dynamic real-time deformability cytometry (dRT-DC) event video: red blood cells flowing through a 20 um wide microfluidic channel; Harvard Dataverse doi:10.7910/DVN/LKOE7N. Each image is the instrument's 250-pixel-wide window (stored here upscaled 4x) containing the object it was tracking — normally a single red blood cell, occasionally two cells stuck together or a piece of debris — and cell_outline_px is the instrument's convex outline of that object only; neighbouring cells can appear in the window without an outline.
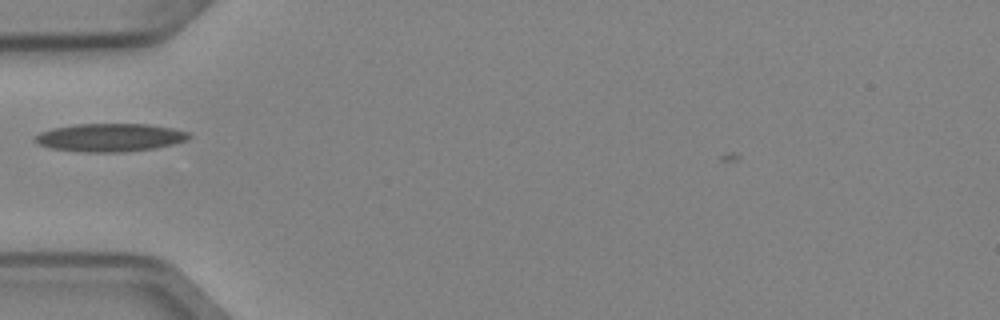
{"species": "Egyptian fruit bat (a non-hibernating species)", "species_latin": "Rousettus aegyptiacus", "temperature_condition": "cold", "stored_images_in_passage": 34, "camera_frame_rate_fps": 3000, "um_per_image_px": 0.085, "animal": {"sex": "female"}, "frame": {"image": 1, "passage_image": 1, "time_ms": 0.0, "image_size_px": [1000, 320], "cell_outline_px": [[192, 136], [188, 140], [172, 144], [152, 148], [124, 152], [84, 152], [48, 148], [32, 140], [40, 132], [52, 128], [76, 124], [148, 124], [172, 128], [188, 132]], "centroid_in_image_um": [9.33, 11.69], "position_along_channel_um": 75.7, "area_um2": 25.2}}
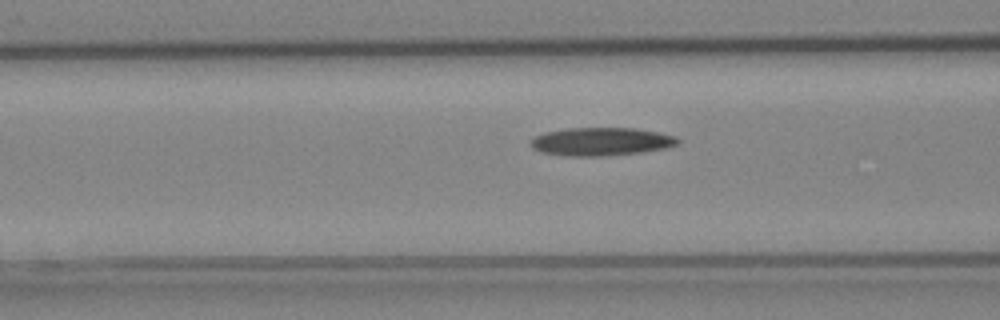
{"frame": {"image": 2, "passage_image": 4, "time_ms": 1.0, "image_size_px": [1000, 320], "cell_outline_px": [[680, 144], [664, 148], [640, 152], [604, 156], [568, 156], [540, 152], [532, 148], [532, 140], [536, 136], [544, 132], [564, 128], [636, 128], [660, 132], [676, 136], [680, 140]], "centroid_in_image_um": [51.12, 12.03], "position_along_channel_um": 115.5, "area_um2": 24.22}}
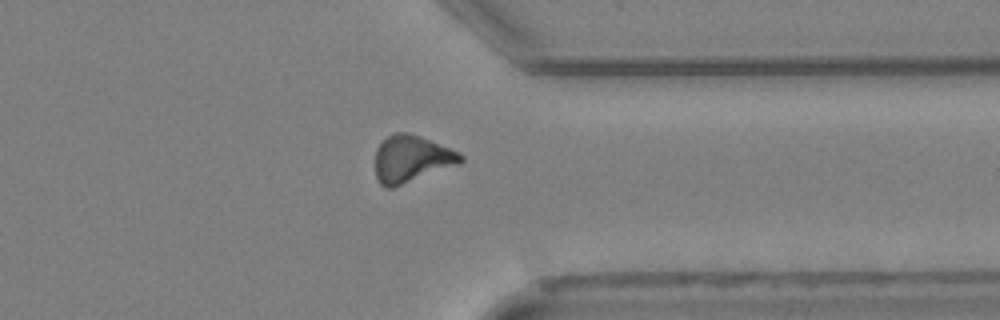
{"frame": {"image": 3, "passage_image": 24, "time_ms": 7.667, "image_size_px": [1000, 320], "cell_outline_px": [[464, 160], [460, 164], [392, 188], [384, 188], [380, 184], [376, 176], [376, 148], [388, 136], [396, 132], [408, 132], [420, 136], [448, 148], [464, 156]], "centroid_in_image_um": [34.96, 13.52], "position_along_channel_um": 376.4, "area_um2": 23.18}}